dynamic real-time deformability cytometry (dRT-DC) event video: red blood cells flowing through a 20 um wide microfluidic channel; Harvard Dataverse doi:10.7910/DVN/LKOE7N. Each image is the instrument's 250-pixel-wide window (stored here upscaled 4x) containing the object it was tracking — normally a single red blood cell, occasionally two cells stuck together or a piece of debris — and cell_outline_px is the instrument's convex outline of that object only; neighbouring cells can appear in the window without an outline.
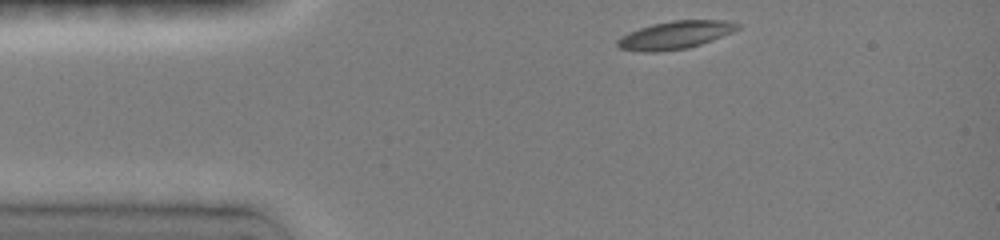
{"species": "common noctule bat (a hibernating species)", "species_latin": "Nyctalus noctula", "temperature_condition": "room temperature", "stored_images_in_passage": 33, "camera_frame_rate_fps": 3000, "um_per_image_px": 0.085, "animal": {"sex": "female", "body_mass_g": 19.0, "forearm_length_mm": 51.5}, "frame": {"image": 1, "passage_image": 1, "time_ms": 0.0, "image_size_px": [1000, 240], "cell_outline_px": [[740, 28], [732, 32], [700, 44], [688, 48], [620, 48], [616, 44], [616, 40], [640, 28], [652, 24], [672, 20], [724, 20], [740, 24]], "centroid_in_image_um": [57.53, 2.89], "position_along_channel_um": 27.5, "area_um2": 18.03}}
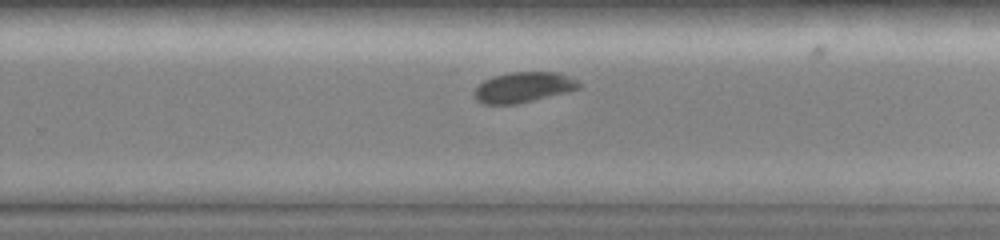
{"frame": {"image": 2, "passage_image": 24, "time_ms": 7.667, "image_size_px": [1000, 240], "cell_outline_px": [[580, 88], [568, 92], [516, 104], [484, 104], [476, 100], [476, 88], [484, 80], [492, 76], [508, 72], [556, 72], [568, 76], [576, 80], [580, 84]], "centroid_in_image_um": [44.5, 7.41], "position_along_channel_um": 285.3, "area_um2": 18.38}}
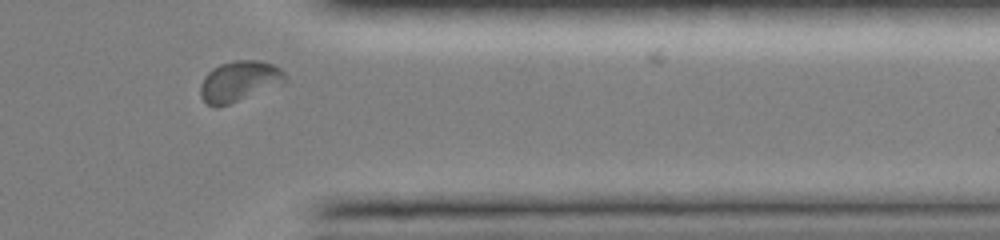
{"frame": {"image": 3, "passage_image": 32, "time_ms": 10.333, "image_size_px": [1000, 240], "cell_outline_px": [[288, 84], [216, 108], [208, 104], [200, 96], [200, 84], [204, 76], [212, 68], [220, 64], [232, 60], [260, 60], [272, 64], [280, 68], [288, 76]], "centroid_in_image_um": [20.4, 6.91], "position_along_channel_um": 391.0, "area_um2": 20.69}}